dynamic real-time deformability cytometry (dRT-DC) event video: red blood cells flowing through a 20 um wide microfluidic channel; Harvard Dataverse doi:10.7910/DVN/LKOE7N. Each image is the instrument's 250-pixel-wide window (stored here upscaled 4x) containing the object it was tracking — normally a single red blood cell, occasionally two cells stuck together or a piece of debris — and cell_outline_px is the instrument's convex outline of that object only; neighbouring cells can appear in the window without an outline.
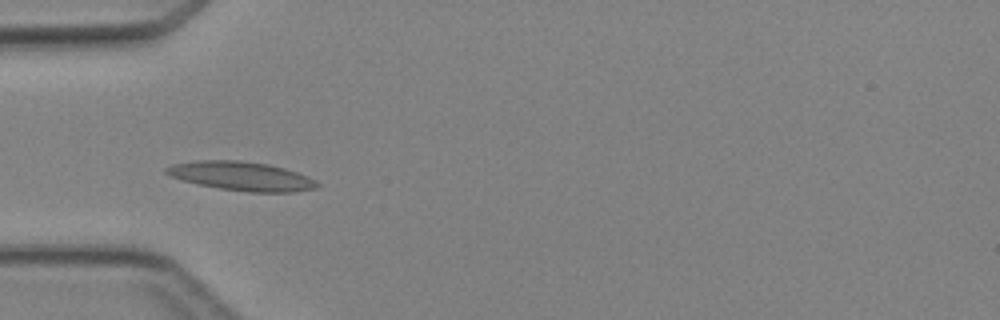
{"species": "Egyptian fruit bat (a non-hibernating species)", "species_latin": "Rousettus aegyptiacus", "temperature_condition": "cold", "stored_images_in_passage": 4, "camera_frame_rate_fps": 3000, "um_per_image_px": 0.085, "animal": {"sex": "female"}, "frame": {"image": 1, "passage_image": 4, "time_ms": 3.667, "image_size_px": [1000, 320], "cell_outline_px": [[320, 184], [316, 188], [292, 192], [248, 192], [220, 188], [200, 184], [184, 180], [172, 176], [164, 172], [164, 168], [172, 164], [196, 160], [240, 160], [268, 164], [284, 168], [308, 176], [316, 180]], "centroid_in_image_um": [20.54, 14.96], "position_along_channel_um": 64.5, "area_um2": 25.32}}